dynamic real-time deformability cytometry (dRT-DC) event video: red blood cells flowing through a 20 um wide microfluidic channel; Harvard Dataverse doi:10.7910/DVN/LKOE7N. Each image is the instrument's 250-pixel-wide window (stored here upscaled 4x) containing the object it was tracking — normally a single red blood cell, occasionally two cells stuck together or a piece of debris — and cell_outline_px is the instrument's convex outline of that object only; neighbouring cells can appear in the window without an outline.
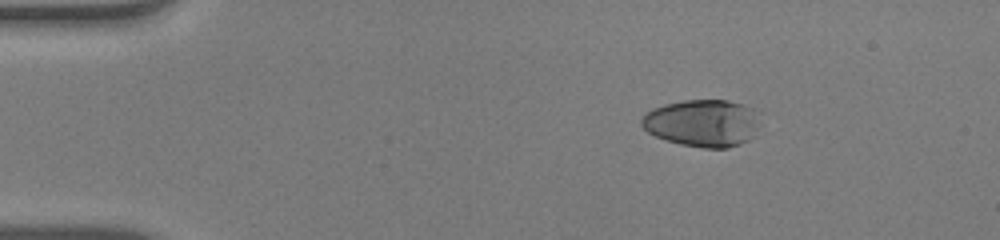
{"species": "human", "species_latin": "Homo sapiens", "temperature_condition": "warm", "stored_images_in_passage": 45, "camera_frame_rate_fps": 3000, "um_per_image_px": 0.085, "donor": {"sex": "male"}, "frame": {"image": 1, "passage_image": 1, "time_ms": 0.0, "image_size_px": [1000, 240], "cell_outline_px": [[752, 136], [748, 140], [740, 144], [728, 148], [704, 148], [680, 144], [664, 140], [648, 132], [640, 124], [640, 120], [644, 112], [652, 108], [664, 104], [684, 100], [728, 100], [744, 104], [752, 108]], "centroid_in_image_um": [59.56, 10.46], "position_along_channel_um": 25.4, "area_um2": 32.02}}
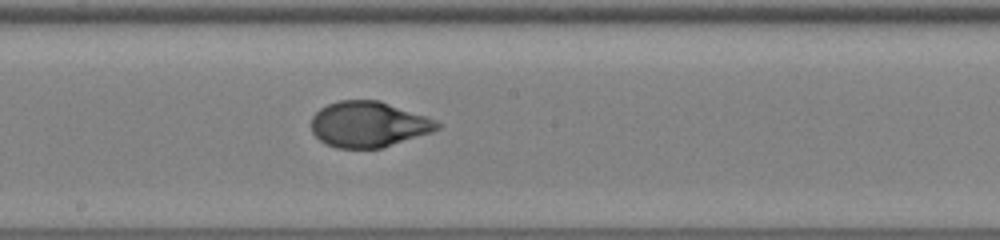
{"frame": {"image": 2, "passage_image": 22, "time_ms": 7.0, "image_size_px": [1000, 240], "cell_outline_px": [[440, 128], [432, 132], [380, 148], [336, 148], [324, 144], [312, 132], [312, 116], [320, 108], [328, 104], [340, 100], [380, 100], [436, 120], [440, 124]], "centroid_in_image_um": [31.3, 10.57], "position_along_channel_um": 216.9, "area_um2": 33.41}}
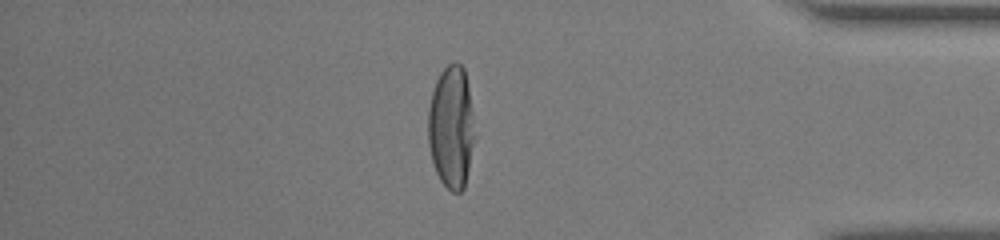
{"frame": {"image": 3, "passage_image": 38, "time_ms": 12.333, "image_size_px": [1000, 240], "cell_outline_px": [[472, 140], [468, 168], [464, 188], [460, 192], [452, 192], [440, 180], [436, 172], [432, 160], [428, 144], [428, 108], [432, 92], [436, 80], [440, 72], [452, 60], [456, 60], [464, 68], [468, 88], [472, 112]], "centroid_in_image_um": [38.31, 10.76], "position_along_channel_um": 396.9, "area_um2": 32.71}, "authors_computed_cell_mechanics": {"area_um2": 34.1598, "velocity_mm_per_s": 3.9292, "shape_relaxation_time_tau1_ms": 4.6526, "shape_relaxation_time_tau2_ms": null, "deformation_change_tau1": 0.267, "deformation_change_tau2": null}}